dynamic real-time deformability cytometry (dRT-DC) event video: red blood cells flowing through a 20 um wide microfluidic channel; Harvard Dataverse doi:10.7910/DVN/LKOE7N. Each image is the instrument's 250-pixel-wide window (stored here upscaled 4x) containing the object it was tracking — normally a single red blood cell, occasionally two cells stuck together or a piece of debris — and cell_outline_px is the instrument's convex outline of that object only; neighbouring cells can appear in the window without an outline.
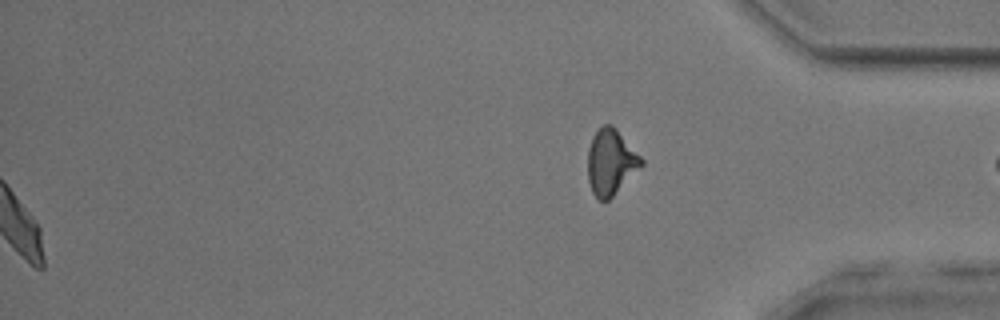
{"species": "common noctule bat (a hibernating species)", "species_latin": "Nyctalus noctula", "temperature_condition": "room temperature", "stored_images_in_passage": 49, "segment_of_instrument_passage": [2, 2], "camera_frame_rate_fps": 3000, "um_per_image_px": 0.085, "animal": {"sex": "male", "body_mass_g": 17.9, "forearm_length_mm": 54.2}, "frame": {"image": 1, "passage_image": 49, "time_ms": 16.0, "image_size_px": [1000, 320], "cell_outline_px": [[644, 164], [608, 200], [600, 200], [592, 192], [588, 180], [588, 148], [592, 136], [604, 124], [612, 124], [616, 128], [644, 160]], "centroid_in_image_um": [51.91, 13.76], "position_along_channel_um": 383.3, "area_um2": 20.29}}